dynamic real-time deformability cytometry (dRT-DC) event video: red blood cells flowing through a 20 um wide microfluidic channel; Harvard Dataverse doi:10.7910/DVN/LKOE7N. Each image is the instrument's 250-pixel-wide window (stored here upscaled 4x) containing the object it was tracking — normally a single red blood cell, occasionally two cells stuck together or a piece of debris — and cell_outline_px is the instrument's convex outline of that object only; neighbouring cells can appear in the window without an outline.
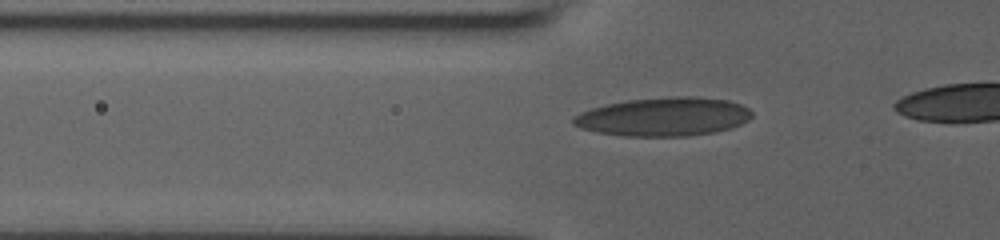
{"species": "human", "species_latin": "Homo sapiens", "temperature_condition": "room temperature", "stored_images_in_passage": 32, "camera_frame_rate_fps": 3000, "um_per_image_px": 0.085, "donor": {"sex": "male"}, "frame": {"image": 1, "passage_image": 4, "time_ms": 1.0, "image_size_px": [1000, 240], "cell_outline_px": [[752, 116], [748, 120], [740, 124], [728, 128], [712, 132], [688, 136], [624, 136], [600, 132], [580, 128], [572, 124], [572, 116], [580, 112], [592, 108], [608, 104], [628, 100], [668, 96], [696, 96], [728, 100], [740, 104], [748, 108], [752, 112]], "centroid_in_image_um": [56.4, 9.91], "position_along_channel_um": 69.4, "area_um2": 40.17}}
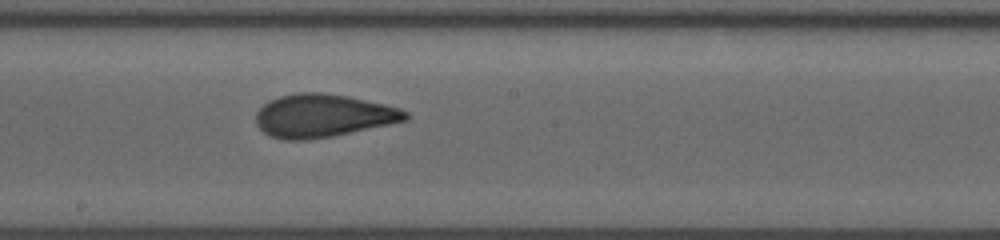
{"frame": {"image": 2, "passage_image": 16, "time_ms": 5.0, "image_size_px": [1000, 240], "cell_outline_px": [[408, 120], [332, 136], [308, 140], [284, 140], [272, 136], [264, 132], [256, 124], [256, 112], [268, 100], [280, 96], [296, 92], [320, 92], [348, 96], [384, 104], [400, 108], [408, 112]], "centroid_in_image_um": [27.43, 9.83], "position_along_channel_um": 220.8, "area_um2": 37.45}}
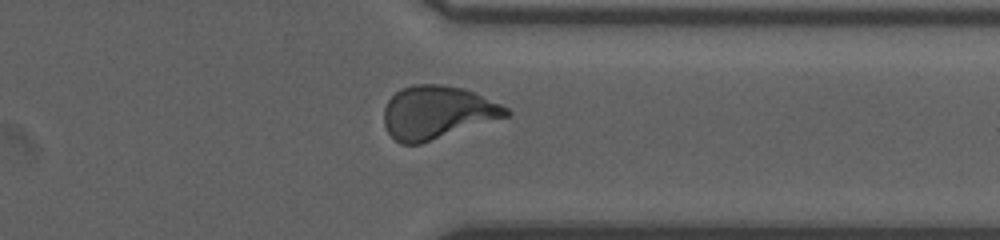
{"frame": {"image": 3, "passage_image": 28, "time_ms": 9.0, "image_size_px": [1000, 240], "cell_outline_px": [[512, 112], [508, 116], [420, 144], [400, 144], [388, 132], [384, 124], [384, 108], [388, 100], [400, 88], [412, 84], [440, 84], [464, 88], [500, 104], [508, 108]], "centroid_in_image_um": [37.14, 9.55], "position_along_channel_um": 374.3, "area_um2": 37.63}, "authors_computed_cell_mechanics": {"area_um2": 37.281, "velocity_mm_per_s": 3.8516, "shape_relaxation_time_tau1_ms": 10.0252, "shape_relaxation_time_tau2_ms": 1.0932, "deformation_change_tau1": 0.2486, "deformation_change_tau2": 0.0705}}